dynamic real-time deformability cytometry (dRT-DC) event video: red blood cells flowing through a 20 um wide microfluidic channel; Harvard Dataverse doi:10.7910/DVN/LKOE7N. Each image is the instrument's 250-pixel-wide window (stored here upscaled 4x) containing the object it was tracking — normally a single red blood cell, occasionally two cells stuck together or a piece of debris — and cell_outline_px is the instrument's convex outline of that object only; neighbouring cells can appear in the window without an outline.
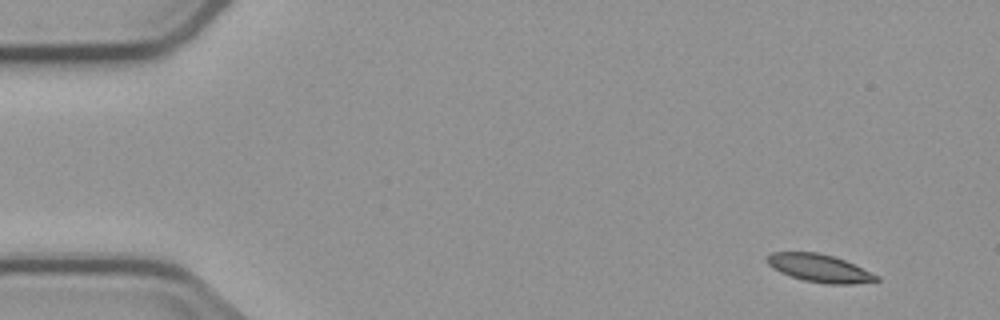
{"species": "common noctule bat (a hibernating species)", "species_latin": "Nyctalus noctula", "temperature_condition": "cold", "stored_images_in_passage": 5, "camera_frame_rate_fps": 3000, "um_per_image_px": 0.085, "animal": {"sex": "male", "body_mass_g": 23.1, "forearm_length_mm": 52.7}, "frame": {"image": 1, "passage_image": 1, "time_ms": 0.0, "image_size_px": [1000, 320], "cell_outline_px": [[880, 280], [852, 284], [828, 284], [804, 280], [780, 272], [772, 268], [764, 260], [772, 252], [816, 252], [832, 256], [844, 260], [880, 276]], "centroid_in_image_um": [69.64, 22.79], "position_along_channel_um": 15.4, "area_um2": 17.57}}